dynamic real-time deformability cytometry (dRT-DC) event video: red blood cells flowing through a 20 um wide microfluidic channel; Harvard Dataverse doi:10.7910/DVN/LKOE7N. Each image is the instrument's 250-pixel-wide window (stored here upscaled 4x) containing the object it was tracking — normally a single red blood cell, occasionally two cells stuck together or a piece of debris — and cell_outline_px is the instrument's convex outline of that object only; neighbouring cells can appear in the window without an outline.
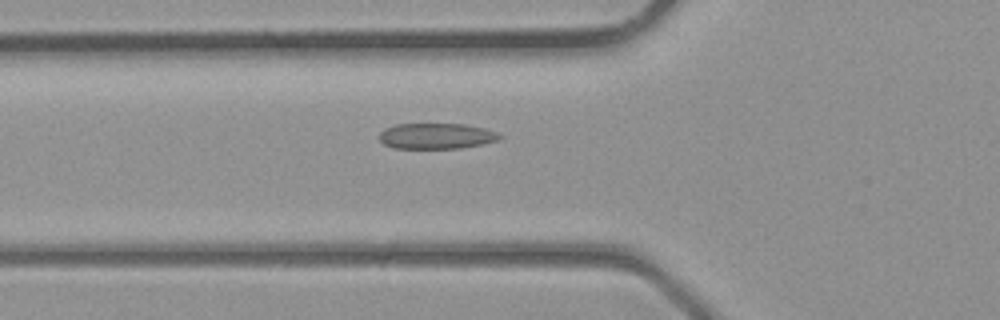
{"species": "common noctule bat (a hibernating species)", "species_latin": "Nyctalus noctula", "temperature_condition": "room temperature", "stored_images_in_passage": 34, "camera_frame_rate_fps": 3000, "um_per_image_px": 0.085, "animal": {"sex": "male", "body_mass_g": 23.1, "forearm_length_mm": 52.7}, "frame": {"image": 1, "passage_image": 10, "time_ms": 3.0, "image_size_px": [1000, 320], "cell_outline_px": [[504, 136], [500, 140], [484, 144], [460, 148], [392, 148], [384, 144], [380, 140], [380, 132], [396, 124], [464, 124], [484, 128], [496, 132]], "centroid_in_image_um": [37.14, 11.57], "position_along_channel_um": 88.7, "area_um2": 18.03}}
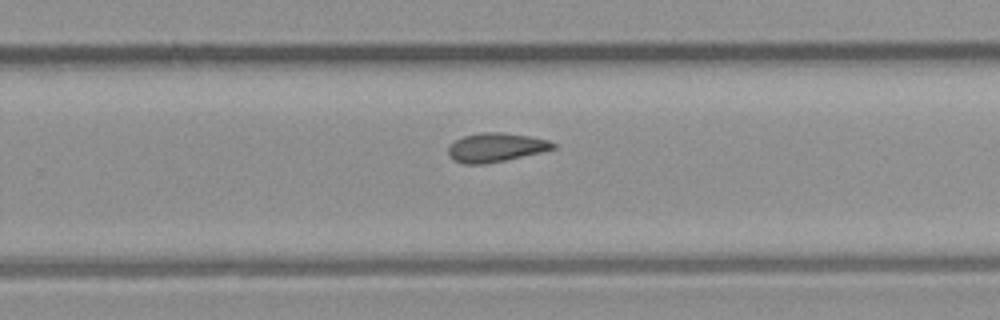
{"frame": {"image": 2, "passage_image": 21, "time_ms": 6.667, "image_size_px": [1000, 320], "cell_outline_px": [[556, 148], [540, 152], [504, 160], [484, 164], [464, 164], [452, 160], [448, 156], [448, 148], [456, 140], [464, 136], [480, 132], [500, 132], [528, 136], [548, 140], [556, 144]], "centroid_in_image_um": [42.11, 12.53], "position_along_channel_um": 287.7, "area_um2": 17.51}}
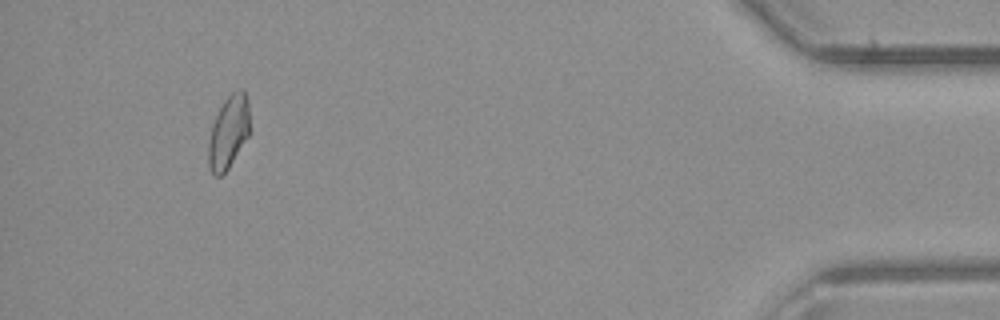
{"frame": {"image": 3, "passage_image": 32, "time_ms": 10.333, "image_size_px": [1000, 320], "cell_outline_px": [[248, 136], [228, 168], [220, 176], [216, 176], [208, 168], [208, 144], [212, 124], [224, 100], [232, 92], [240, 88], [244, 88], [248, 100]], "centroid_in_image_um": [19.41, 11.21], "position_along_channel_um": 415.8, "area_um2": 17.34}}